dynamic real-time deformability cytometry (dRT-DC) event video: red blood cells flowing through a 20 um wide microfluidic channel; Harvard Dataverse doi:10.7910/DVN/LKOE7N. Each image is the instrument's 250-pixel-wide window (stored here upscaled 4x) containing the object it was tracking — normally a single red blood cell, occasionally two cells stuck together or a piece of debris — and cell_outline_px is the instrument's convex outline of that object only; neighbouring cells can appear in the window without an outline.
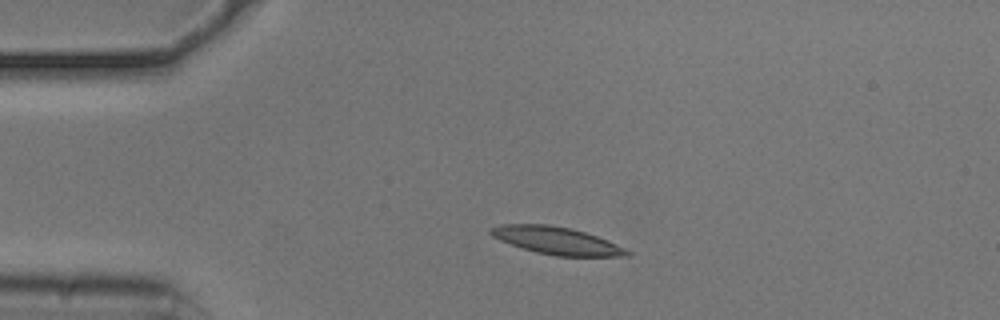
{"species": "common noctule bat (a hibernating species)", "species_latin": "Nyctalus noctula", "temperature_condition": "cold", "stored_images_in_passage": 45, "camera_frame_rate_fps": 3000, "um_per_image_px": 0.085, "animal": {"sex": "male", "body_mass_g": 20.5, "forearm_length_mm": 52.5}, "frame": {"image": 1, "passage_image": 9, "time_ms": 2.667, "image_size_px": [1000, 320], "cell_outline_px": [[632, 256], [556, 256], [536, 252], [500, 240], [492, 236], [488, 232], [488, 228], [504, 224], [548, 224], [572, 228], [596, 236], [616, 244], [632, 252]], "centroid_in_image_um": [47.31, 20.45], "position_along_channel_um": 37.7, "area_um2": 21.68}}
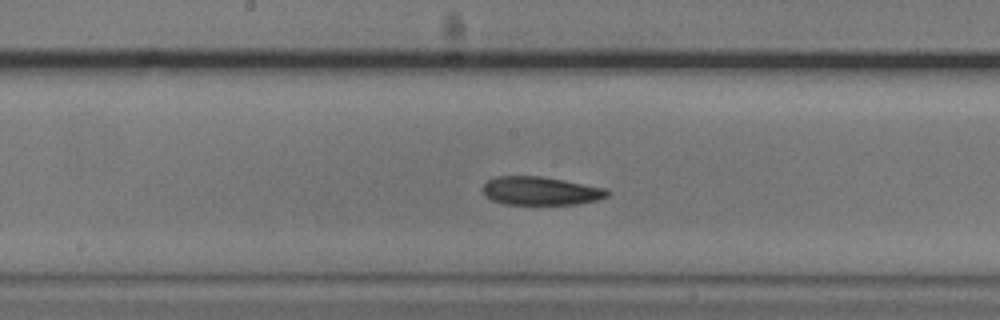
{"frame": {"image": 2, "passage_image": 25, "time_ms": 8.0, "image_size_px": [1000, 320], "cell_outline_px": [[612, 192], [608, 196], [596, 200], [576, 204], [504, 204], [492, 200], [484, 196], [484, 184], [488, 180], [496, 176], [540, 176], [564, 180], [604, 188]], "centroid_in_image_um": [45.94, 16.22], "position_along_channel_um": 202.3, "area_um2": 20.52}}
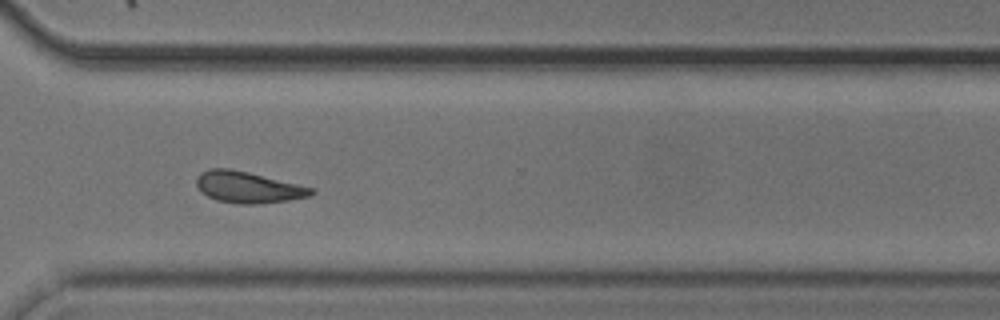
{"frame": {"image": 3, "passage_image": 37, "time_ms": 12.0, "image_size_px": [1000, 320], "cell_outline_px": [[316, 192], [312, 196], [288, 200], [256, 204], [236, 204], [216, 200], [200, 192], [196, 184], [196, 176], [200, 172], [208, 168], [228, 168], [248, 172], [316, 188]], "centroid_in_image_um": [21.08, 15.91], "position_along_channel_um": 349.5, "area_um2": 21.27}}